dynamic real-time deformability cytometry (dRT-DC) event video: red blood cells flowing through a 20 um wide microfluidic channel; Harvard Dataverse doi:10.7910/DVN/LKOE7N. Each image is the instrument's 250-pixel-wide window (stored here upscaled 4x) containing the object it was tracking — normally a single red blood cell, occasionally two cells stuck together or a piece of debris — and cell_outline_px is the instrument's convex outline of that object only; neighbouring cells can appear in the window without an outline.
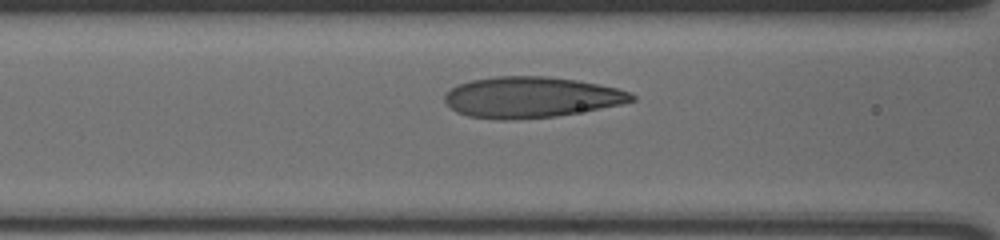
{"species": "human", "species_latin": "Homo sapiens", "temperature_condition": "cold", "stored_images_in_passage": 12, "camera_frame_rate_fps": 3000, "um_per_image_px": 0.085, "donor": {"sex": "male"}, "frame": {"image": 1, "passage_image": 10, "time_ms": 3.0, "image_size_px": [1000, 240], "cell_outline_px": [[636, 100], [620, 104], [600, 108], [556, 116], [468, 116], [456, 112], [444, 100], [444, 96], [456, 84], [472, 80], [496, 76], [544, 76], [576, 80], [616, 88], [628, 92], [636, 96]], "centroid_in_image_um": [45.17, 8.21], "position_along_channel_um": 121.4, "area_um2": 42.83}}